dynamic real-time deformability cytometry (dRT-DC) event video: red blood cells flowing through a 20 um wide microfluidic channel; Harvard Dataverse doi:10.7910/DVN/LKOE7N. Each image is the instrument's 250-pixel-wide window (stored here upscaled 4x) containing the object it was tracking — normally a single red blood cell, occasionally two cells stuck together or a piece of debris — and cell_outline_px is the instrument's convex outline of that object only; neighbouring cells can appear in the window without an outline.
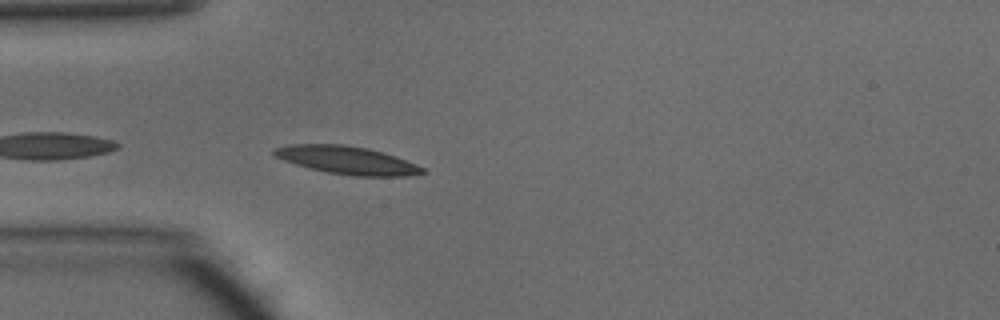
{"species": "common noctule bat (a hibernating species)", "species_latin": "Nyctalus noctula", "temperature_condition": "warm", "stored_images_in_passage": 10, "camera_frame_rate_fps": 3000, "um_per_image_px": 0.085, "animal": {"sex": "male", "body_mass_g": 15.6}, "frame": {"image": 1, "passage_image": 2, "time_ms": 0.333, "image_size_px": [1000, 320], "cell_outline_px": [[428, 172], [408, 176], [352, 176], [328, 172], [308, 168], [272, 156], [272, 148], [288, 144], [344, 144], [368, 148], [396, 156], [416, 164], [424, 168]], "centroid_in_image_um": [29.47, 13.61], "position_along_channel_um": 55.5, "area_um2": 24.39}}